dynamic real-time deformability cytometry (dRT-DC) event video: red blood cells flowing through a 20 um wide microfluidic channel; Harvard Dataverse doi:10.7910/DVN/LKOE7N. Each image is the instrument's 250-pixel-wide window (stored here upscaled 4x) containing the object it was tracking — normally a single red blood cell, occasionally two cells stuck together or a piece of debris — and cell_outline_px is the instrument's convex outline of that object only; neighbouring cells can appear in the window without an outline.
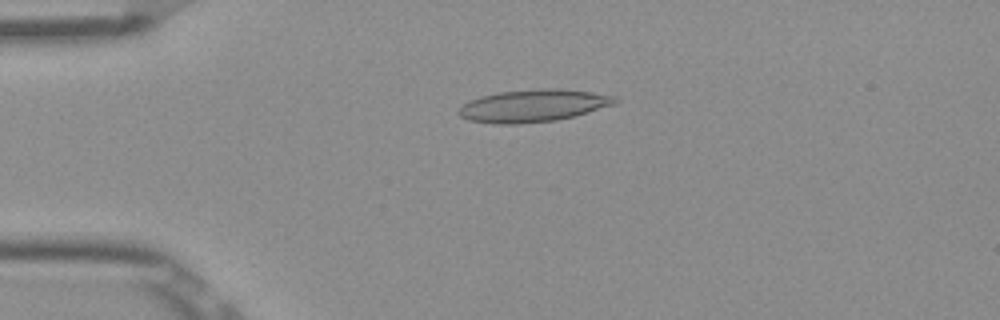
{"species": "Egyptian fruit bat (a non-hibernating species)", "species_latin": "Rousettus aegyptiacus", "temperature_condition": "room temperature", "stored_images_in_passage": 41, "camera_frame_rate_fps": 3000, "um_per_image_px": 0.085, "frame": {"image": 1, "passage_image": 1, "time_ms": 0.0, "image_size_px": [1000, 320], "cell_outline_px": [[620, 100], [616, 104], [576, 116], [556, 120], [516, 124], [496, 124], [468, 120], [460, 116], [456, 112], [468, 100], [480, 96], [500, 92], [540, 88], [560, 88], [592, 92], [616, 96]], "centroid_in_image_um": [45.35, 8.98], "position_along_channel_um": 39.6, "area_um2": 29.82}}
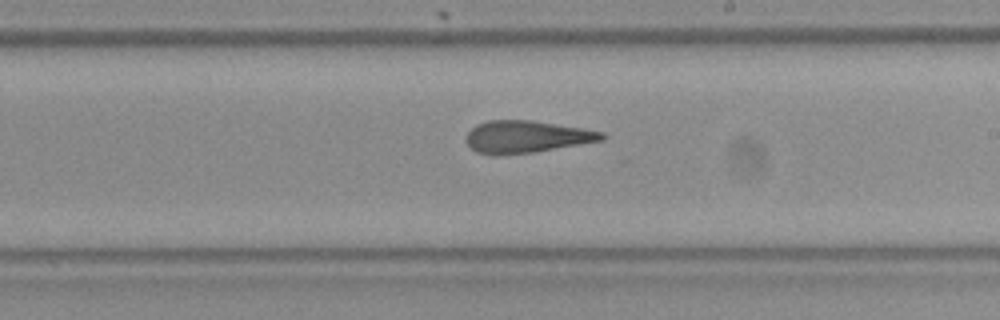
{"frame": {"image": 2, "passage_image": 19, "time_ms": 6.0, "image_size_px": [1000, 320], "cell_outline_px": [[608, 136], [604, 140], [532, 152], [496, 156], [476, 152], [464, 140], [464, 136], [476, 124], [488, 120], [532, 120], [584, 128], [604, 132]], "centroid_in_image_um": [44.73, 11.62], "position_along_channel_um": 244.3, "area_um2": 25.66}}
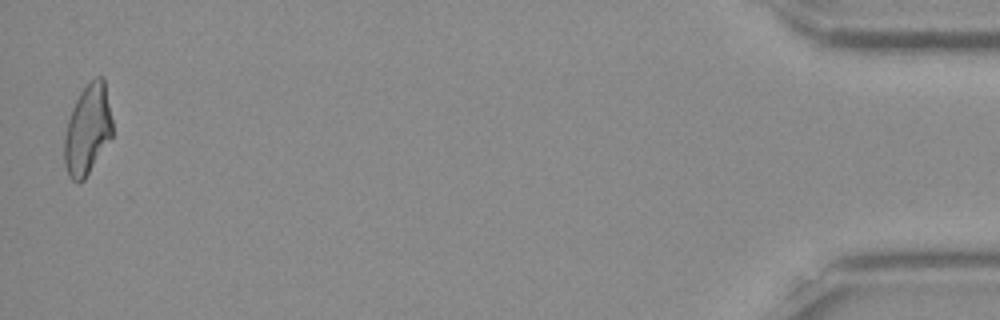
{"frame": {"image": 3, "passage_image": 40, "time_ms": 13.0, "image_size_px": [1000, 320], "cell_outline_px": [[112, 136], [84, 180], [80, 184], [72, 180], [68, 176], [64, 164], [64, 136], [68, 120], [72, 108], [80, 92], [96, 76], [104, 76], [112, 120]], "centroid_in_image_um": [7.43, 11.04], "position_along_channel_um": 427.8, "area_um2": 25.26}, "authors_computed_cell_mechanics": {"area_um2": 25.6632, "velocity_mm_per_s": 3.9178, "shape_relaxation_time_tau1_ms": null, "shape_relaxation_time_tau2_ms": 3.4275, "deformation_change_tau1": null, "deformation_change_tau2": 0.1565}}